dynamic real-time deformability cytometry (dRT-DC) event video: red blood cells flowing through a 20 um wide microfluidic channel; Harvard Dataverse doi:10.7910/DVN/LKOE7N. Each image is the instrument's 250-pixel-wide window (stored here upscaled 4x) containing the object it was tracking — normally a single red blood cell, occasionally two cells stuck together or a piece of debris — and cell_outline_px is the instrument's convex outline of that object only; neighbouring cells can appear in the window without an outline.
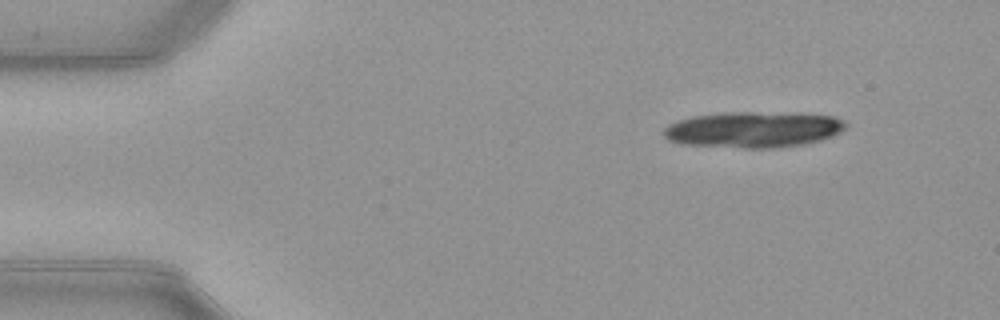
{"species": "common noctule bat (a hibernating species)", "species_latin": "Nyctalus noctula", "temperature_condition": "warm", "stored_images_in_passage": 17, "camera_frame_rate_fps": 3000, "um_per_image_px": 0.085, "animal": {"sex": "female", "body_mass_g": 21.9}, "frame": {"image": 1, "passage_image": 6, "time_ms": 1.667, "image_size_px": [1000, 320], "cell_outline_px": [[848, 128], [832, 136], [820, 140], [804, 144], [776, 148], [744, 148], [680, 144], [668, 140], [664, 136], [664, 128], [668, 124], [676, 120], [692, 116], [724, 112], [804, 112], [832, 116], [844, 120], [848, 124]], "centroid_in_image_um": [64.07, 11.0], "position_along_channel_um": 20.9, "area_um2": 38.96}}